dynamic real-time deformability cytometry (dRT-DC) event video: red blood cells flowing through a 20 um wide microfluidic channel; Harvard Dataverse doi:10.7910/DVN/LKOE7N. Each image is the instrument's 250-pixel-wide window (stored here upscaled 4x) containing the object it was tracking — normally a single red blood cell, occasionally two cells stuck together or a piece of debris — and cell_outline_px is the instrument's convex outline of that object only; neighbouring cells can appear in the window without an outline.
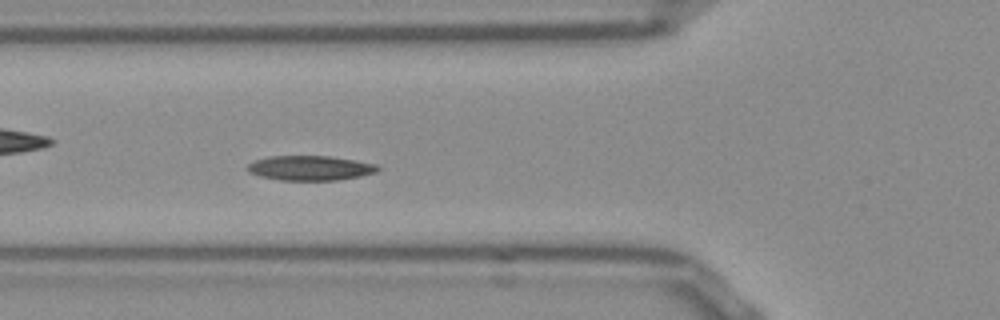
{"species": "Egyptian fruit bat (a non-hibernating species)", "species_latin": "Rousettus aegyptiacus", "temperature_condition": "room temperature", "stored_images_in_passage": 51, "camera_frame_rate_fps": 3000, "um_per_image_px": 0.085, "frame": {"image": 1, "passage_image": 17, "time_ms": 5.333, "image_size_px": [1000, 320], "cell_outline_px": [[380, 168], [376, 172], [360, 176], [336, 180], [280, 180], [260, 176], [248, 172], [244, 168], [248, 164], [256, 160], [268, 156], [328, 156], [376, 164]], "centroid_in_image_um": [26.31, 14.28], "position_along_channel_um": 99.5, "area_um2": 18.67}}
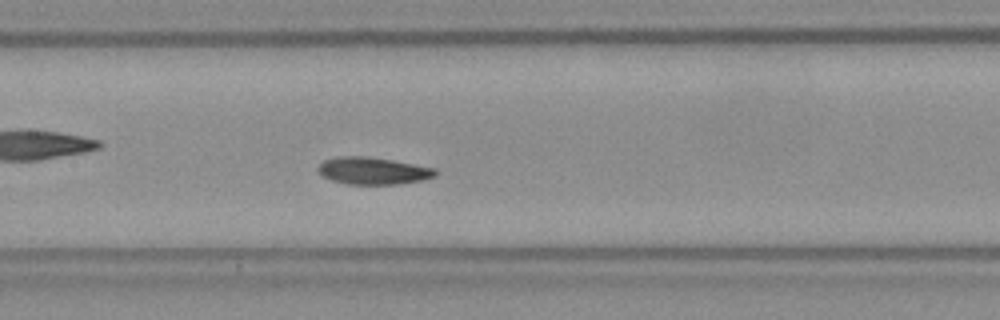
{"frame": {"image": 2, "passage_image": 23, "time_ms": 7.333, "image_size_px": [1000, 320], "cell_outline_px": [[436, 172], [432, 176], [420, 180], [396, 184], [348, 184], [332, 180], [324, 176], [316, 168], [324, 160], [336, 156], [364, 156], [392, 160], [436, 168]], "centroid_in_image_um": [31.66, 14.5], "position_along_channel_um": 175.7, "area_um2": 18.26}}
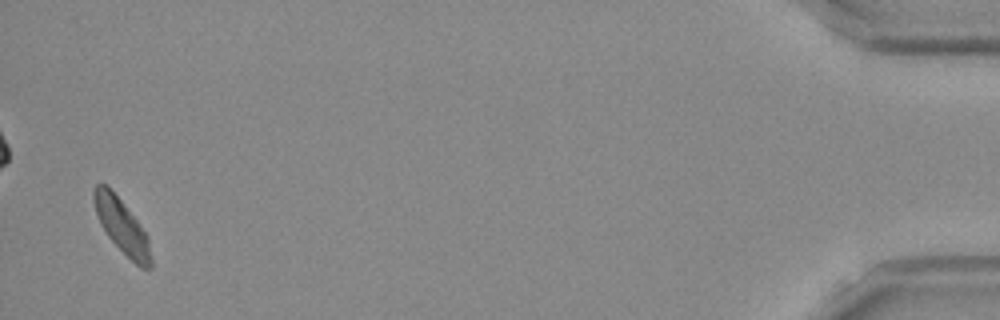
{"frame": {"image": 3, "passage_image": 50, "time_ms": 16.333, "image_size_px": [1000, 320], "cell_outline_px": [[152, 268], [140, 268], [108, 236], [100, 224], [96, 212], [92, 196], [92, 192], [96, 184], [104, 184], [120, 200], [136, 220], [148, 236], [152, 260]], "centroid_in_image_um": [10.36, 19.25], "position_along_channel_um": 424.8, "area_um2": 17.51}, "authors_computed_cell_mechanics": {"area_um2": 18.2648, "velocity_mm_per_s": 3.7921, "shape_relaxation_time_tau1_ms": 4.7035, "shape_relaxation_time_tau2_ms": 4.2803, "deformation_change_tau1": 0.1246, "deformation_change_tau2": 0.0923}}